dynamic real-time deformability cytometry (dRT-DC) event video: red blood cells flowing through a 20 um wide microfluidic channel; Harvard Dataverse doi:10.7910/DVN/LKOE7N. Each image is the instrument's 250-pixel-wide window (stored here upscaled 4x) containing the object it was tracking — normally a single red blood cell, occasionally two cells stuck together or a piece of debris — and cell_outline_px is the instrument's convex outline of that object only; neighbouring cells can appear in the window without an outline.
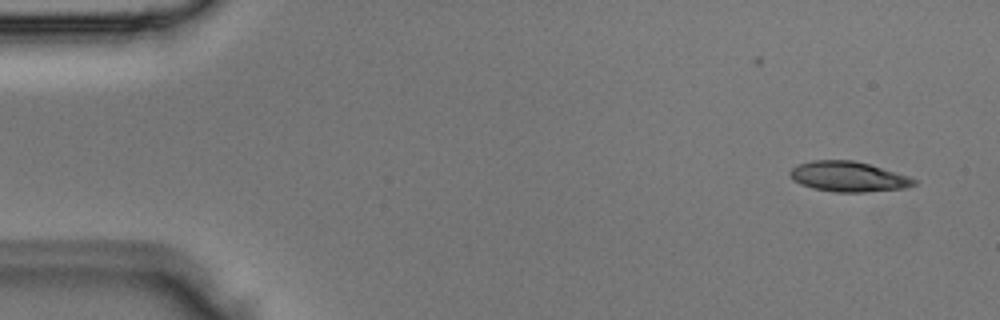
{"species": "Egyptian fruit bat (a non-hibernating species)", "species_latin": "Rousettus aegyptiacus", "temperature_condition": "room temperature", "stored_images_in_passage": 6, "camera_frame_rate_fps": 3000, "um_per_image_px": 0.085, "animal": {"sex": "male"}, "frame": {"image": 1, "passage_image": 1, "time_ms": 0.0, "image_size_px": [1000, 320], "cell_outline_px": [[916, 184], [908, 188], [864, 192], [836, 192], [812, 188], [800, 184], [788, 172], [796, 164], [812, 160], [852, 160], [868, 164], [908, 176], [916, 180]], "centroid_in_image_um": [72.1, 15.01], "position_along_channel_um": 12.9, "area_um2": 21.68}}
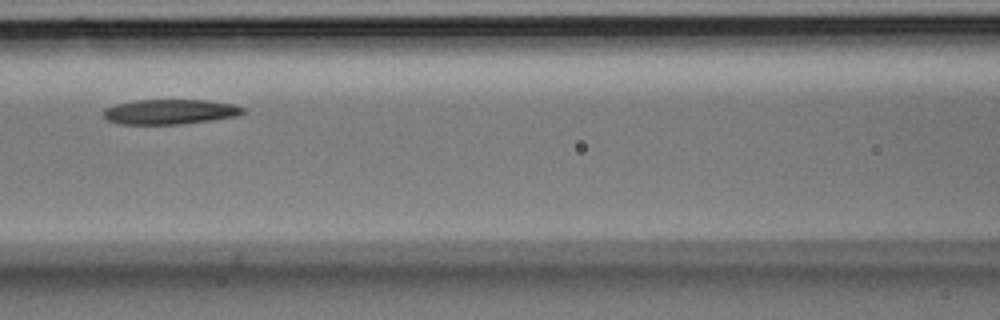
{"frame": {"image": 2, "passage_image": 6, "time_ms": 1.667, "image_size_px": [1000, 320], "cell_outline_px": [[244, 112], [236, 116], [212, 120], [180, 124], [120, 124], [108, 120], [104, 116], [104, 108], [116, 104], [132, 100], [208, 100], [232, 104], [244, 108]], "centroid_in_image_um": [14.42, 9.49], "position_along_channel_um": 152.2, "area_um2": 20.23}}